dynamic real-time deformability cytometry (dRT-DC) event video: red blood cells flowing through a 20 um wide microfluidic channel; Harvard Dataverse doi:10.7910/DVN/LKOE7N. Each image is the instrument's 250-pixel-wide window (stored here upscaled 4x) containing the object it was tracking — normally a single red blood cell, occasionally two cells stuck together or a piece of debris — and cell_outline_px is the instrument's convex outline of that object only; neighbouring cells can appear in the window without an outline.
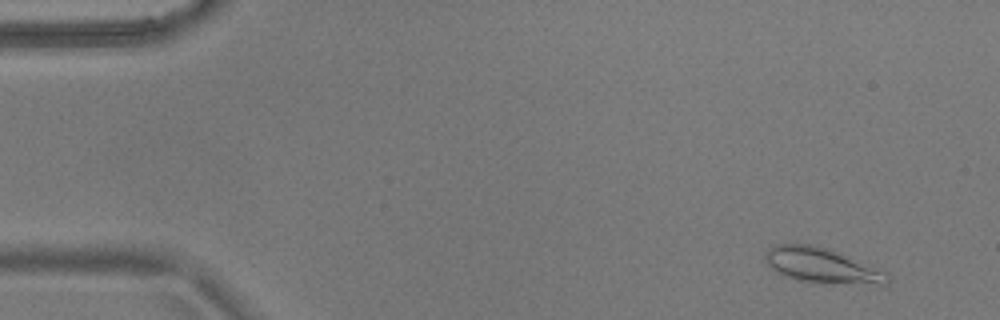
{"species": "common noctule bat (a hibernating species)", "species_latin": "Nyctalus noctula", "temperature_condition": "warm", "stored_images_in_passage": 15, "camera_frame_rate_fps": 3000, "um_per_image_px": 0.085, "animal": {"sex": "male", "body_mass_g": 17.9}, "frame": {"image": 1, "passage_image": 3, "time_ms": 0.667, "image_size_px": [1000, 320], "cell_outline_px": [[892, 280], [888, 288], [872, 288], [796, 280], [776, 272], [764, 260], [764, 252], [772, 244], [808, 244], [828, 248], [888, 272]], "centroid_in_image_um": [70.03, 22.64], "position_along_channel_um": 15.0, "area_um2": 26.36}}